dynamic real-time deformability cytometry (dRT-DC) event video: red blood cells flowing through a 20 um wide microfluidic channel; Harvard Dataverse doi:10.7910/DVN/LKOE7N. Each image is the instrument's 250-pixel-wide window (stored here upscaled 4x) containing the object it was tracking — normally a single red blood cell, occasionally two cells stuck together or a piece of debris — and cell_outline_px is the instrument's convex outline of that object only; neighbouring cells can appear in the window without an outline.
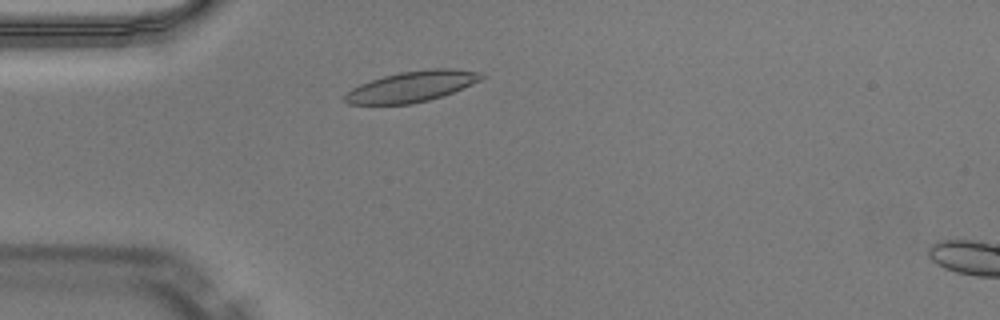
{"species": "Egyptian fruit bat (a non-hibernating species)", "species_latin": "Rousettus aegyptiacus", "temperature_condition": "warm", "stored_images_in_passage": 38, "camera_frame_rate_fps": 3000, "um_per_image_px": 0.085, "animal": {"sex": "male"}, "frame": {"image": 1, "passage_image": 2, "time_ms": 0.333, "image_size_px": [1000, 320], "cell_outline_px": [[484, 76], [480, 80], [472, 84], [452, 92], [428, 100], [412, 104], [348, 104], [344, 100], [344, 96], [352, 88], [360, 84], [384, 76], [400, 72], [428, 68], [448, 68], [484, 72]], "centroid_in_image_um": [35.02, 7.34], "position_along_channel_um": 50.0, "area_um2": 24.28}}
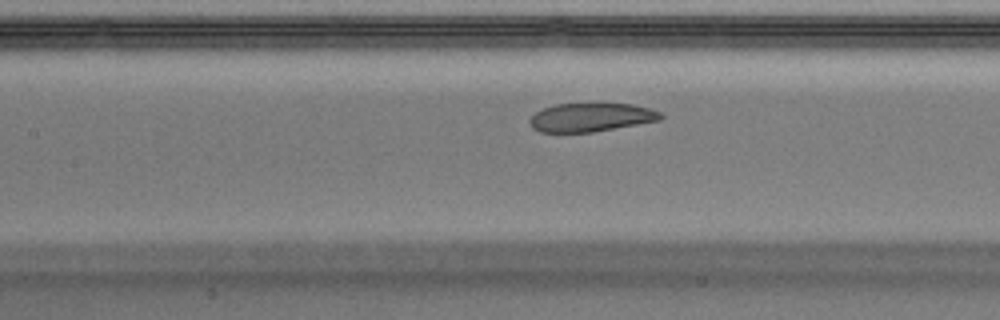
{"frame": {"image": 2, "passage_image": 11, "time_ms": 3.333, "image_size_px": [1000, 320], "cell_outline_px": [[664, 116], [660, 120], [592, 132], [540, 132], [532, 128], [528, 120], [536, 112], [544, 108], [556, 104], [632, 104], [648, 108], [660, 112]], "centroid_in_image_um": [50.21, 9.98], "position_along_channel_um": 157.2, "area_um2": 21.56}}
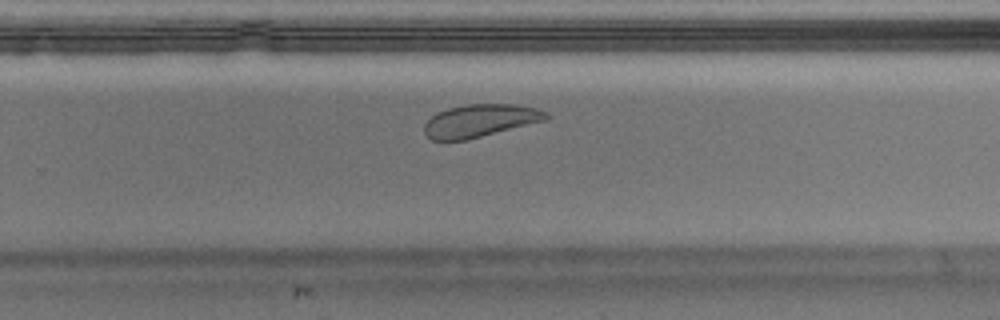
{"frame": {"image": 3, "passage_image": 21, "time_ms": 6.667, "image_size_px": [1000, 320], "cell_outline_px": [[548, 116], [544, 120], [464, 140], [432, 140], [424, 132], [424, 124], [436, 112], [468, 104], [516, 104], [536, 108], [548, 112]], "centroid_in_image_um": [40.78, 10.24], "position_along_channel_um": 289.0, "area_um2": 22.66}, "authors_computed_cell_mechanics": {"area_um2": 24.3338, "velocity_mm_per_s": 3.9724, "shape_relaxation_time_tau1_ms": 5.6345, "shape_relaxation_time_tau2_ms": 2.0013, "deformation_change_tau1": 0.1381, "deformation_change_tau2": 0.0879}}